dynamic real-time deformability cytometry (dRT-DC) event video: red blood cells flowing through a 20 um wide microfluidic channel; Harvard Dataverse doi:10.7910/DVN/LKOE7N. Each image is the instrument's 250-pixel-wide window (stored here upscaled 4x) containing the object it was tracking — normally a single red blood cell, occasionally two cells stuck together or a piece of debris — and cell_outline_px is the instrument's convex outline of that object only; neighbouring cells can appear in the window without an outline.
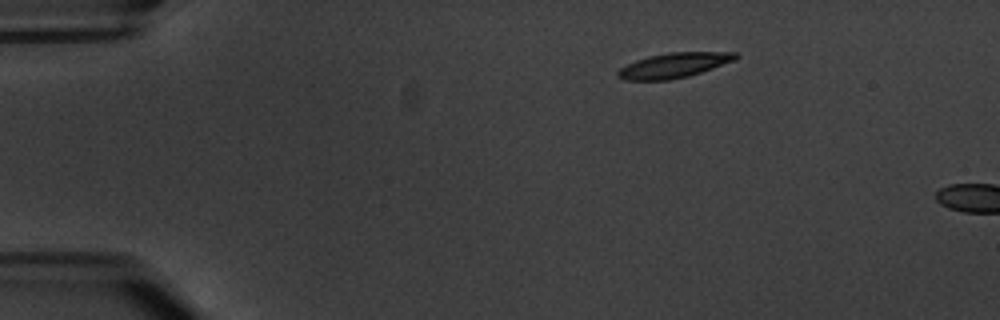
{"species": "common noctule bat (a hibernating species)", "species_latin": "Nyctalus noctula", "temperature_condition": "warm", "stored_images_in_passage": 3, "camera_frame_rate_fps": 3000, "um_per_image_px": 0.085, "animal": {"sex": "male", "body_mass_g": 20.1, "forearm_length_mm": 53.5}, "frame": {"image": 1, "passage_image": 2, "time_ms": 1.0, "image_size_px": [1000, 320], "cell_outline_px": [[740, 56], [736, 60], [688, 76], [668, 80], [624, 80], [616, 76], [616, 72], [620, 68], [636, 60], [648, 56], [668, 52], [736, 52]], "centroid_in_image_um": [57.27, 5.54], "position_along_channel_um": 27.7, "area_um2": 17.11}}